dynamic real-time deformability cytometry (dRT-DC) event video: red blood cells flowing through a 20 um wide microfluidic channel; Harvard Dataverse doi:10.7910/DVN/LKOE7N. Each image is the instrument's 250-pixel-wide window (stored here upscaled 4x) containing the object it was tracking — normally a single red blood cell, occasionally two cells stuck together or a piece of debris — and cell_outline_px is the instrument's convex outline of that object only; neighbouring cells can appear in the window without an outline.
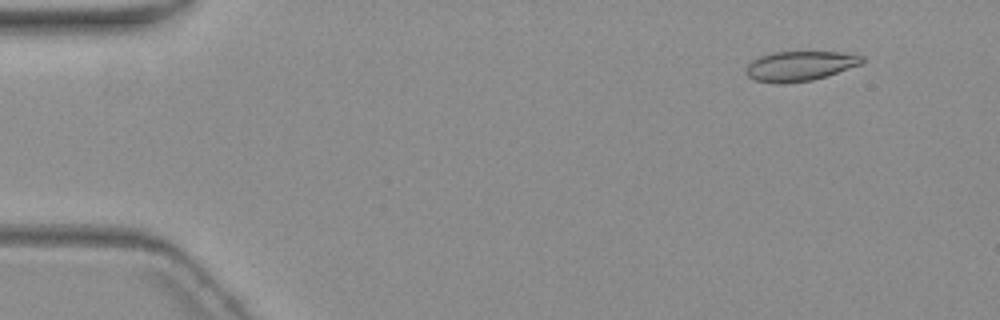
{"species": "common noctule bat (a hibernating species)", "species_latin": "Nyctalus noctula", "temperature_condition": "warm", "stored_images_in_passage": 6, "camera_frame_rate_fps": 3000, "um_per_image_px": 0.085, "animal": {"sex": "female", "body_mass_g": 19.3, "forearm_length_mm": 54.1}, "frame": {"image": 1, "passage_image": 2, "time_ms": 1.333, "image_size_px": [1000, 320], "cell_outline_px": [[864, 64], [812, 80], [756, 80], [748, 76], [748, 64], [752, 60], [760, 56], [772, 52], [836, 52], [864, 56]], "centroid_in_image_um": [68.09, 5.55], "position_along_channel_um": 16.9, "area_um2": 19.13}}